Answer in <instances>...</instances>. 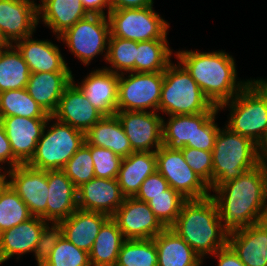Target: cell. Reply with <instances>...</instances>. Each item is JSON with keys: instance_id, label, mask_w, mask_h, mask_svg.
I'll use <instances>...</instances> for the list:
<instances>
[{"instance_id": "46", "label": "cell", "mask_w": 267, "mask_h": 266, "mask_svg": "<svg viewBox=\"0 0 267 266\" xmlns=\"http://www.w3.org/2000/svg\"><path fill=\"white\" fill-rule=\"evenodd\" d=\"M8 163L9 169L19 166L20 163L14 158L8 137L4 127L0 123V164ZM1 166V165H0ZM4 167H0L2 170Z\"/></svg>"}, {"instance_id": "49", "label": "cell", "mask_w": 267, "mask_h": 266, "mask_svg": "<svg viewBox=\"0 0 267 266\" xmlns=\"http://www.w3.org/2000/svg\"><path fill=\"white\" fill-rule=\"evenodd\" d=\"M153 0H110L111 10L125 8H145L153 6Z\"/></svg>"}, {"instance_id": "39", "label": "cell", "mask_w": 267, "mask_h": 266, "mask_svg": "<svg viewBox=\"0 0 267 266\" xmlns=\"http://www.w3.org/2000/svg\"><path fill=\"white\" fill-rule=\"evenodd\" d=\"M76 188L95 177L90 144L84 143L62 168Z\"/></svg>"}, {"instance_id": "41", "label": "cell", "mask_w": 267, "mask_h": 266, "mask_svg": "<svg viewBox=\"0 0 267 266\" xmlns=\"http://www.w3.org/2000/svg\"><path fill=\"white\" fill-rule=\"evenodd\" d=\"M96 178L117 179L122 157L109 149L90 145Z\"/></svg>"}, {"instance_id": "32", "label": "cell", "mask_w": 267, "mask_h": 266, "mask_svg": "<svg viewBox=\"0 0 267 266\" xmlns=\"http://www.w3.org/2000/svg\"><path fill=\"white\" fill-rule=\"evenodd\" d=\"M30 71L17 48L12 44L0 55V93L26 88Z\"/></svg>"}, {"instance_id": "42", "label": "cell", "mask_w": 267, "mask_h": 266, "mask_svg": "<svg viewBox=\"0 0 267 266\" xmlns=\"http://www.w3.org/2000/svg\"><path fill=\"white\" fill-rule=\"evenodd\" d=\"M181 151L189 167L210 187L213 183L212 151L199 150L192 147H185Z\"/></svg>"}, {"instance_id": "43", "label": "cell", "mask_w": 267, "mask_h": 266, "mask_svg": "<svg viewBox=\"0 0 267 266\" xmlns=\"http://www.w3.org/2000/svg\"><path fill=\"white\" fill-rule=\"evenodd\" d=\"M62 236V226L60 223H49L43 228L37 245L33 251L38 266H43L49 259L52 249Z\"/></svg>"}, {"instance_id": "24", "label": "cell", "mask_w": 267, "mask_h": 266, "mask_svg": "<svg viewBox=\"0 0 267 266\" xmlns=\"http://www.w3.org/2000/svg\"><path fill=\"white\" fill-rule=\"evenodd\" d=\"M72 77V72L30 73L26 89L32 99L52 116L64 89L72 82Z\"/></svg>"}, {"instance_id": "33", "label": "cell", "mask_w": 267, "mask_h": 266, "mask_svg": "<svg viewBox=\"0 0 267 266\" xmlns=\"http://www.w3.org/2000/svg\"><path fill=\"white\" fill-rule=\"evenodd\" d=\"M167 39L138 42L136 50V72H164L171 63L172 50Z\"/></svg>"}, {"instance_id": "28", "label": "cell", "mask_w": 267, "mask_h": 266, "mask_svg": "<svg viewBox=\"0 0 267 266\" xmlns=\"http://www.w3.org/2000/svg\"><path fill=\"white\" fill-rule=\"evenodd\" d=\"M85 143L111 150L125 158L134 151L116 115L104 116L85 132Z\"/></svg>"}, {"instance_id": "29", "label": "cell", "mask_w": 267, "mask_h": 266, "mask_svg": "<svg viewBox=\"0 0 267 266\" xmlns=\"http://www.w3.org/2000/svg\"><path fill=\"white\" fill-rule=\"evenodd\" d=\"M157 171L155 152H133L122 159L117 176L125 197H135L143 181Z\"/></svg>"}, {"instance_id": "7", "label": "cell", "mask_w": 267, "mask_h": 266, "mask_svg": "<svg viewBox=\"0 0 267 266\" xmlns=\"http://www.w3.org/2000/svg\"><path fill=\"white\" fill-rule=\"evenodd\" d=\"M53 121L49 117L38 140L33 158L28 165L40 170H62L69 159L85 143V133L70 125L55 121L50 129L45 130L48 122Z\"/></svg>"}, {"instance_id": "45", "label": "cell", "mask_w": 267, "mask_h": 266, "mask_svg": "<svg viewBox=\"0 0 267 266\" xmlns=\"http://www.w3.org/2000/svg\"><path fill=\"white\" fill-rule=\"evenodd\" d=\"M217 110L199 129H197L196 149L212 151L215 145V139L219 131L215 123Z\"/></svg>"}, {"instance_id": "37", "label": "cell", "mask_w": 267, "mask_h": 266, "mask_svg": "<svg viewBox=\"0 0 267 266\" xmlns=\"http://www.w3.org/2000/svg\"><path fill=\"white\" fill-rule=\"evenodd\" d=\"M137 45L136 41L110 36L105 61L111 64V69L104 68L116 74L136 72Z\"/></svg>"}, {"instance_id": "27", "label": "cell", "mask_w": 267, "mask_h": 266, "mask_svg": "<svg viewBox=\"0 0 267 266\" xmlns=\"http://www.w3.org/2000/svg\"><path fill=\"white\" fill-rule=\"evenodd\" d=\"M40 1L42 4H38V20L42 18L44 24L51 28L56 36H60L77 21L89 15L81 0Z\"/></svg>"}, {"instance_id": "40", "label": "cell", "mask_w": 267, "mask_h": 266, "mask_svg": "<svg viewBox=\"0 0 267 266\" xmlns=\"http://www.w3.org/2000/svg\"><path fill=\"white\" fill-rule=\"evenodd\" d=\"M43 266H91L89 253L76 247L63 235Z\"/></svg>"}, {"instance_id": "54", "label": "cell", "mask_w": 267, "mask_h": 266, "mask_svg": "<svg viewBox=\"0 0 267 266\" xmlns=\"http://www.w3.org/2000/svg\"><path fill=\"white\" fill-rule=\"evenodd\" d=\"M5 47H0V55Z\"/></svg>"}, {"instance_id": "15", "label": "cell", "mask_w": 267, "mask_h": 266, "mask_svg": "<svg viewBox=\"0 0 267 266\" xmlns=\"http://www.w3.org/2000/svg\"><path fill=\"white\" fill-rule=\"evenodd\" d=\"M48 119L0 117V123L5 129L13 156L20 164H28L33 158Z\"/></svg>"}, {"instance_id": "38", "label": "cell", "mask_w": 267, "mask_h": 266, "mask_svg": "<svg viewBox=\"0 0 267 266\" xmlns=\"http://www.w3.org/2000/svg\"><path fill=\"white\" fill-rule=\"evenodd\" d=\"M186 200L180 193L169 187L166 194L154 196L147 203L160 223L165 228H169L175 223Z\"/></svg>"}, {"instance_id": "8", "label": "cell", "mask_w": 267, "mask_h": 266, "mask_svg": "<svg viewBox=\"0 0 267 266\" xmlns=\"http://www.w3.org/2000/svg\"><path fill=\"white\" fill-rule=\"evenodd\" d=\"M107 17L110 36L136 42L167 39L169 24L153 6L110 10Z\"/></svg>"}, {"instance_id": "4", "label": "cell", "mask_w": 267, "mask_h": 266, "mask_svg": "<svg viewBox=\"0 0 267 266\" xmlns=\"http://www.w3.org/2000/svg\"><path fill=\"white\" fill-rule=\"evenodd\" d=\"M227 106L231 111L226 127L251 139L266 158L267 79L251 80L232 100L221 104L218 110H224Z\"/></svg>"}, {"instance_id": "13", "label": "cell", "mask_w": 267, "mask_h": 266, "mask_svg": "<svg viewBox=\"0 0 267 266\" xmlns=\"http://www.w3.org/2000/svg\"><path fill=\"white\" fill-rule=\"evenodd\" d=\"M115 115L134 152H156L163 145V118L157 112L116 111Z\"/></svg>"}, {"instance_id": "25", "label": "cell", "mask_w": 267, "mask_h": 266, "mask_svg": "<svg viewBox=\"0 0 267 266\" xmlns=\"http://www.w3.org/2000/svg\"><path fill=\"white\" fill-rule=\"evenodd\" d=\"M109 218L102 213L77 209L59 223L62 235L76 247L89 253L100 228Z\"/></svg>"}, {"instance_id": "2", "label": "cell", "mask_w": 267, "mask_h": 266, "mask_svg": "<svg viewBox=\"0 0 267 266\" xmlns=\"http://www.w3.org/2000/svg\"><path fill=\"white\" fill-rule=\"evenodd\" d=\"M176 58L213 106L232 100L251 80L237 81L235 61L225 51L182 50Z\"/></svg>"}, {"instance_id": "34", "label": "cell", "mask_w": 267, "mask_h": 266, "mask_svg": "<svg viewBox=\"0 0 267 266\" xmlns=\"http://www.w3.org/2000/svg\"><path fill=\"white\" fill-rule=\"evenodd\" d=\"M21 116L25 118H49L26 88L0 93V117Z\"/></svg>"}, {"instance_id": "50", "label": "cell", "mask_w": 267, "mask_h": 266, "mask_svg": "<svg viewBox=\"0 0 267 266\" xmlns=\"http://www.w3.org/2000/svg\"><path fill=\"white\" fill-rule=\"evenodd\" d=\"M0 192L3 189V187L7 184V175L6 172H2L0 171Z\"/></svg>"}, {"instance_id": "18", "label": "cell", "mask_w": 267, "mask_h": 266, "mask_svg": "<svg viewBox=\"0 0 267 266\" xmlns=\"http://www.w3.org/2000/svg\"><path fill=\"white\" fill-rule=\"evenodd\" d=\"M117 179L94 177L77 188L78 209L112 217L125 200Z\"/></svg>"}, {"instance_id": "11", "label": "cell", "mask_w": 267, "mask_h": 266, "mask_svg": "<svg viewBox=\"0 0 267 266\" xmlns=\"http://www.w3.org/2000/svg\"><path fill=\"white\" fill-rule=\"evenodd\" d=\"M155 154L157 171L185 199H201L211 195L209 185L189 167L181 150L162 145Z\"/></svg>"}, {"instance_id": "53", "label": "cell", "mask_w": 267, "mask_h": 266, "mask_svg": "<svg viewBox=\"0 0 267 266\" xmlns=\"http://www.w3.org/2000/svg\"><path fill=\"white\" fill-rule=\"evenodd\" d=\"M266 158H267V135H266Z\"/></svg>"}, {"instance_id": "14", "label": "cell", "mask_w": 267, "mask_h": 266, "mask_svg": "<svg viewBox=\"0 0 267 266\" xmlns=\"http://www.w3.org/2000/svg\"><path fill=\"white\" fill-rule=\"evenodd\" d=\"M111 218L125 239H153L165 229L148 203L135 197H126Z\"/></svg>"}, {"instance_id": "44", "label": "cell", "mask_w": 267, "mask_h": 266, "mask_svg": "<svg viewBox=\"0 0 267 266\" xmlns=\"http://www.w3.org/2000/svg\"><path fill=\"white\" fill-rule=\"evenodd\" d=\"M169 187V183L164 179V177L158 171H155L143 181L135 198L147 203L153 199L154 196L166 194V190Z\"/></svg>"}, {"instance_id": "10", "label": "cell", "mask_w": 267, "mask_h": 266, "mask_svg": "<svg viewBox=\"0 0 267 266\" xmlns=\"http://www.w3.org/2000/svg\"><path fill=\"white\" fill-rule=\"evenodd\" d=\"M131 73V74H130ZM119 74L117 111L158 112L163 85V72Z\"/></svg>"}, {"instance_id": "22", "label": "cell", "mask_w": 267, "mask_h": 266, "mask_svg": "<svg viewBox=\"0 0 267 266\" xmlns=\"http://www.w3.org/2000/svg\"><path fill=\"white\" fill-rule=\"evenodd\" d=\"M50 222L32 216L28 220L0 233V265L12 256L33 252L43 228Z\"/></svg>"}, {"instance_id": "16", "label": "cell", "mask_w": 267, "mask_h": 266, "mask_svg": "<svg viewBox=\"0 0 267 266\" xmlns=\"http://www.w3.org/2000/svg\"><path fill=\"white\" fill-rule=\"evenodd\" d=\"M74 83L72 77V82L64 89L52 117L85 133L104 115L89 102L84 93Z\"/></svg>"}, {"instance_id": "23", "label": "cell", "mask_w": 267, "mask_h": 266, "mask_svg": "<svg viewBox=\"0 0 267 266\" xmlns=\"http://www.w3.org/2000/svg\"><path fill=\"white\" fill-rule=\"evenodd\" d=\"M47 222L59 223L78 209L77 188L62 170H47Z\"/></svg>"}, {"instance_id": "52", "label": "cell", "mask_w": 267, "mask_h": 266, "mask_svg": "<svg viewBox=\"0 0 267 266\" xmlns=\"http://www.w3.org/2000/svg\"><path fill=\"white\" fill-rule=\"evenodd\" d=\"M267 198V195H266ZM265 220L267 221V203H266V215H265Z\"/></svg>"}, {"instance_id": "48", "label": "cell", "mask_w": 267, "mask_h": 266, "mask_svg": "<svg viewBox=\"0 0 267 266\" xmlns=\"http://www.w3.org/2000/svg\"><path fill=\"white\" fill-rule=\"evenodd\" d=\"M81 2L89 15L107 16L105 15L104 9L107 7V14L111 10L110 0H81Z\"/></svg>"}, {"instance_id": "3", "label": "cell", "mask_w": 267, "mask_h": 266, "mask_svg": "<svg viewBox=\"0 0 267 266\" xmlns=\"http://www.w3.org/2000/svg\"><path fill=\"white\" fill-rule=\"evenodd\" d=\"M203 260L228 245L229 233L222 227L218 208L211 196L186 200L170 227Z\"/></svg>"}, {"instance_id": "51", "label": "cell", "mask_w": 267, "mask_h": 266, "mask_svg": "<svg viewBox=\"0 0 267 266\" xmlns=\"http://www.w3.org/2000/svg\"><path fill=\"white\" fill-rule=\"evenodd\" d=\"M11 44L5 39L1 29H0V47H8Z\"/></svg>"}, {"instance_id": "30", "label": "cell", "mask_w": 267, "mask_h": 266, "mask_svg": "<svg viewBox=\"0 0 267 266\" xmlns=\"http://www.w3.org/2000/svg\"><path fill=\"white\" fill-rule=\"evenodd\" d=\"M158 255L157 266H201L203 260L170 227L153 238Z\"/></svg>"}, {"instance_id": "12", "label": "cell", "mask_w": 267, "mask_h": 266, "mask_svg": "<svg viewBox=\"0 0 267 266\" xmlns=\"http://www.w3.org/2000/svg\"><path fill=\"white\" fill-rule=\"evenodd\" d=\"M6 171L7 183L28 206L32 216L47 221V199L49 196L47 171L20 164Z\"/></svg>"}, {"instance_id": "20", "label": "cell", "mask_w": 267, "mask_h": 266, "mask_svg": "<svg viewBox=\"0 0 267 266\" xmlns=\"http://www.w3.org/2000/svg\"><path fill=\"white\" fill-rule=\"evenodd\" d=\"M228 245L245 266H267V221L229 233Z\"/></svg>"}, {"instance_id": "6", "label": "cell", "mask_w": 267, "mask_h": 266, "mask_svg": "<svg viewBox=\"0 0 267 266\" xmlns=\"http://www.w3.org/2000/svg\"><path fill=\"white\" fill-rule=\"evenodd\" d=\"M163 77L158 111L173 116L218 110V107L213 106L205 97L191 74L180 62L176 65L171 62L163 72Z\"/></svg>"}, {"instance_id": "5", "label": "cell", "mask_w": 267, "mask_h": 266, "mask_svg": "<svg viewBox=\"0 0 267 266\" xmlns=\"http://www.w3.org/2000/svg\"><path fill=\"white\" fill-rule=\"evenodd\" d=\"M222 129L218 131L212 150L213 183L210 189L238 178L265 159L260 147L251 139L226 126Z\"/></svg>"}, {"instance_id": "21", "label": "cell", "mask_w": 267, "mask_h": 266, "mask_svg": "<svg viewBox=\"0 0 267 266\" xmlns=\"http://www.w3.org/2000/svg\"><path fill=\"white\" fill-rule=\"evenodd\" d=\"M27 63L30 73L72 72L58 46L47 40H34L32 35L14 45Z\"/></svg>"}, {"instance_id": "17", "label": "cell", "mask_w": 267, "mask_h": 266, "mask_svg": "<svg viewBox=\"0 0 267 266\" xmlns=\"http://www.w3.org/2000/svg\"><path fill=\"white\" fill-rule=\"evenodd\" d=\"M38 23L34 0H0V29L11 45L32 35Z\"/></svg>"}, {"instance_id": "31", "label": "cell", "mask_w": 267, "mask_h": 266, "mask_svg": "<svg viewBox=\"0 0 267 266\" xmlns=\"http://www.w3.org/2000/svg\"><path fill=\"white\" fill-rule=\"evenodd\" d=\"M125 240L117 223L110 217L100 228L89 252L91 266H115Z\"/></svg>"}, {"instance_id": "9", "label": "cell", "mask_w": 267, "mask_h": 266, "mask_svg": "<svg viewBox=\"0 0 267 266\" xmlns=\"http://www.w3.org/2000/svg\"><path fill=\"white\" fill-rule=\"evenodd\" d=\"M110 35L108 17L88 15L57 36V39H62L70 51L87 65L100 53L106 52V60Z\"/></svg>"}, {"instance_id": "26", "label": "cell", "mask_w": 267, "mask_h": 266, "mask_svg": "<svg viewBox=\"0 0 267 266\" xmlns=\"http://www.w3.org/2000/svg\"><path fill=\"white\" fill-rule=\"evenodd\" d=\"M215 112L199 114H183L169 116L165 123L163 119L162 142L172 150H182L185 147L196 149L197 129H199Z\"/></svg>"}, {"instance_id": "36", "label": "cell", "mask_w": 267, "mask_h": 266, "mask_svg": "<svg viewBox=\"0 0 267 266\" xmlns=\"http://www.w3.org/2000/svg\"><path fill=\"white\" fill-rule=\"evenodd\" d=\"M31 217L28 206L7 183L0 192V233Z\"/></svg>"}, {"instance_id": "19", "label": "cell", "mask_w": 267, "mask_h": 266, "mask_svg": "<svg viewBox=\"0 0 267 266\" xmlns=\"http://www.w3.org/2000/svg\"><path fill=\"white\" fill-rule=\"evenodd\" d=\"M119 74L105 68L92 71L76 85L104 116H113L117 111Z\"/></svg>"}, {"instance_id": "47", "label": "cell", "mask_w": 267, "mask_h": 266, "mask_svg": "<svg viewBox=\"0 0 267 266\" xmlns=\"http://www.w3.org/2000/svg\"><path fill=\"white\" fill-rule=\"evenodd\" d=\"M214 255L218 258V266H245L229 245L218 249Z\"/></svg>"}, {"instance_id": "1", "label": "cell", "mask_w": 267, "mask_h": 266, "mask_svg": "<svg viewBox=\"0 0 267 266\" xmlns=\"http://www.w3.org/2000/svg\"><path fill=\"white\" fill-rule=\"evenodd\" d=\"M210 195L217 205L222 227L232 233L265 220L267 158L255 168L228 181Z\"/></svg>"}, {"instance_id": "35", "label": "cell", "mask_w": 267, "mask_h": 266, "mask_svg": "<svg viewBox=\"0 0 267 266\" xmlns=\"http://www.w3.org/2000/svg\"><path fill=\"white\" fill-rule=\"evenodd\" d=\"M158 255L154 239H126L115 266H157Z\"/></svg>"}]
</instances>
